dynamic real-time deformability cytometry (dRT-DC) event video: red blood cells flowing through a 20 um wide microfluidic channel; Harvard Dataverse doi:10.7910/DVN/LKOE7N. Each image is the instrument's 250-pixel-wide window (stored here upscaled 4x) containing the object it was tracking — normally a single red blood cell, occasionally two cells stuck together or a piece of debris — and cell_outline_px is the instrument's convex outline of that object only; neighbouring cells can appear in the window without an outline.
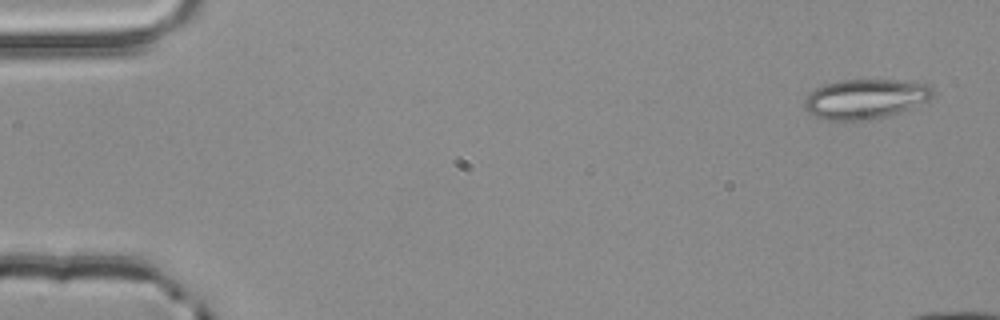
{"species": "common noctule bat (a hibernating species)", "species_latin": "Nyctalus noctula", "temperature_condition": "room temperature", "stored_images_in_passage": 15, "camera_frame_rate_fps": 3000, "um_per_image_px": 0.085, "animal": {"sex": "male", "body_mass_g": 20.4}, "frame": {"image": 1, "passage_image": 3, "time_ms": 0.667, "image_size_px": [1000, 320], "cell_outline_px": [[936, 92], [928, 100], [908, 108], [884, 116], [868, 120], [820, 120], [808, 112], [804, 108], [804, 100], [816, 88], [824, 84], [840, 80], [896, 80], [932, 84]], "centroid_in_image_um": [73.54, 8.4], "position_along_channel_um": 11.5, "area_um2": 29.65}}